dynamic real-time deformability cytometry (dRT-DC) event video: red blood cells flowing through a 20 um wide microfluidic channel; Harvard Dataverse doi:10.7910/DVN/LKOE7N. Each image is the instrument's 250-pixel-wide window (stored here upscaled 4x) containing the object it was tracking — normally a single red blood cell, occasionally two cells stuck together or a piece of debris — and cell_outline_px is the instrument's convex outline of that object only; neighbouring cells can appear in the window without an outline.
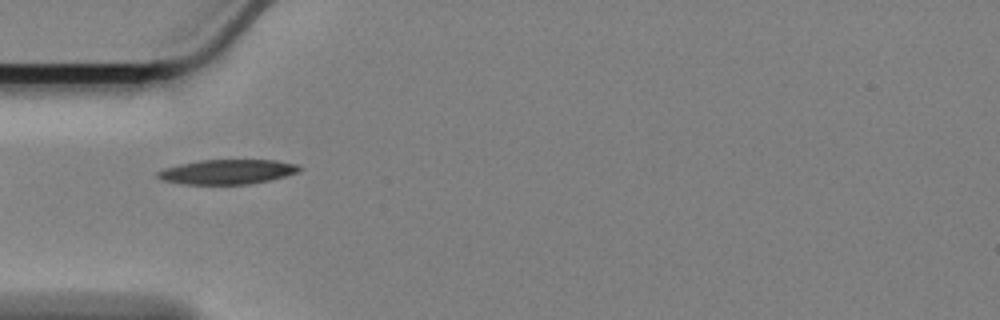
{"species": "Egyptian fruit bat (a non-hibernating species)", "species_latin": "Rousettus aegyptiacus", "temperature_condition": "cold", "stored_images_in_passage": 43, "camera_frame_rate_fps": 3000, "um_per_image_px": 0.085, "animal": {"sex": "female"}, "frame": {"image": 1, "passage_image": 2, "time_ms": 0.333, "image_size_px": [1000, 320], "cell_outline_px": [[304, 168], [300, 172], [268, 180], [248, 184], [184, 184], [160, 180], [156, 176], [156, 172], [164, 168], [180, 164], [200, 160], [276, 160], [296, 164]], "centroid_in_image_um": [19.31, 14.6], "position_along_channel_um": 65.7, "area_um2": 20.4}}
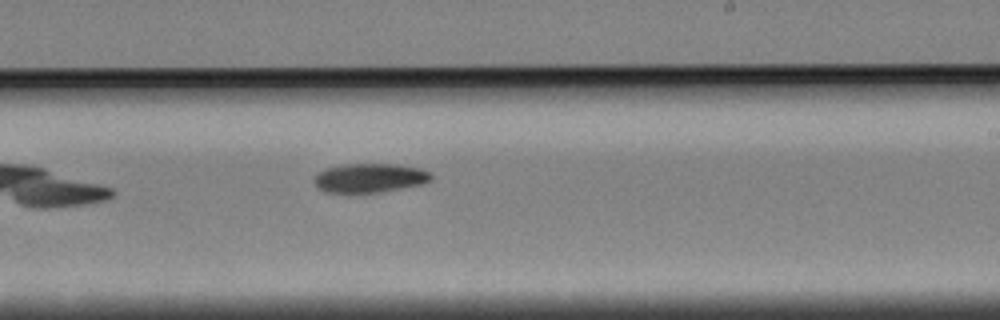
{"frame": {"image": 2, "passage_image": 19, "time_ms": 6.0, "image_size_px": [1000, 320], "cell_outline_px": [[432, 180], [420, 184], [380, 192], [324, 192], [316, 188], [312, 180], [324, 168], [344, 164], [392, 164], [420, 168], [428, 172], [432, 176]], "centroid_in_image_um": [31.37, 15.12], "position_along_channel_um": 257.6, "area_um2": 19.71}}
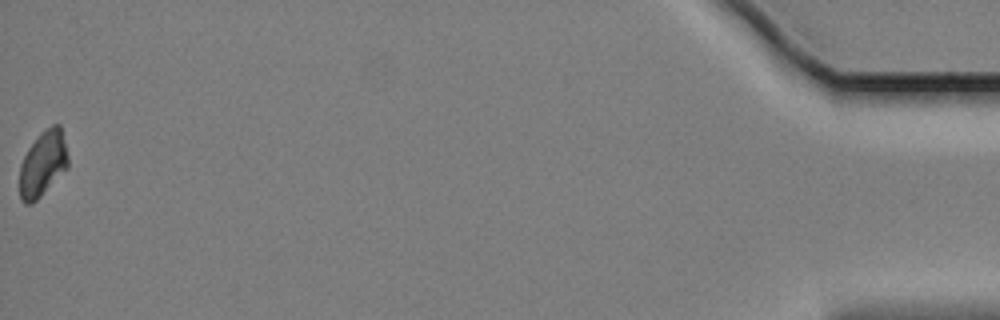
{"frame": {"image": 3, "passage_image": 43, "time_ms": 14.0, "image_size_px": [1000, 320], "cell_outline_px": [[68, 168], [32, 204], [24, 204], [20, 200], [20, 164], [28, 148], [40, 132], [52, 124], [60, 124], [68, 156]], "centroid_in_image_um": [3.64, 13.91], "position_along_channel_um": 431.6, "area_um2": 18.5}, "authors_computed_cell_mechanics": {"area_um2": 19.8832, "velocity_mm_per_s": 3.3874, "shape_relaxation_time_tau1_ms": 5.8191, "shape_relaxation_time_tau2_ms": null, "deformation_change_tau1": 0.1161, "deformation_change_tau2": null}}